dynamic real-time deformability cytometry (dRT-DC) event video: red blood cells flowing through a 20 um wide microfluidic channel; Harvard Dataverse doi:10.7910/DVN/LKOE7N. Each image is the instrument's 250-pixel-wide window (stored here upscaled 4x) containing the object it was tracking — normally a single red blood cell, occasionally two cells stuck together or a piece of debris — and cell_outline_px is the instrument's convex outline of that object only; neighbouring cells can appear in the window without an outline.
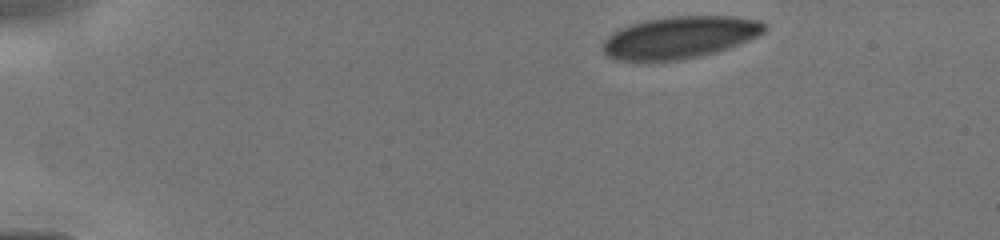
{"species": "human", "species_latin": "Homo sapiens", "temperature_condition": "cold", "stored_images_in_passage": 5, "camera_frame_rate_fps": 3000, "um_per_image_px": 0.085, "donor": {"sex": "male"}, "frame": {"image": 1, "passage_image": 1, "time_ms": 0.0, "image_size_px": [1000, 240], "cell_outline_px": [[768, 28], [764, 32], [740, 44], [716, 52], [700, 56], [680, 60], [648, 64], [616, 60], [608, 56], [600, 48], [600, 44], [612, 32], [628, 24], [644, 20], [668, 16], [732, 16], [760, 20], [768, 24]], "centroid_in_image_um": [57.71, 3.21], "position_along_channel_um": 27.3, "area_um2": 40.92}}
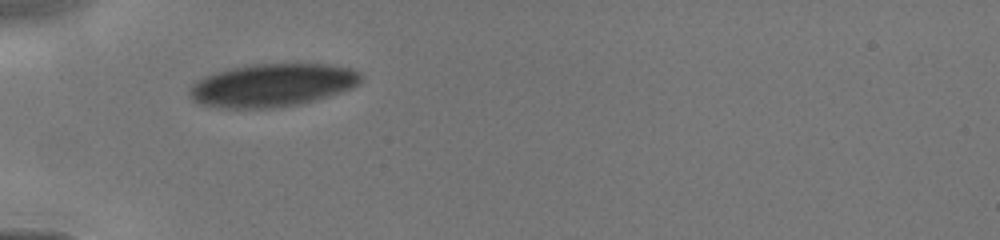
{"frame": {"image": 2, "passage_image": 4, "time_ms": 2.667, "image_size_px": [1000, 240], "cell_outline_px": [[360, 80], [352, 88], [316, 100], [300, 104], [272, 108], [216, 108], [196, 104], [188, 96], [188, 88], [196, 80], [204, 76], [216, 72], [232, 68], [252, 64], [328, 64], [352, 68], [360, 72]], "centroid_in_image_um": [23.07, 7.25], "position_along_channel_um": 61.9, "area_um2": 43.29}}
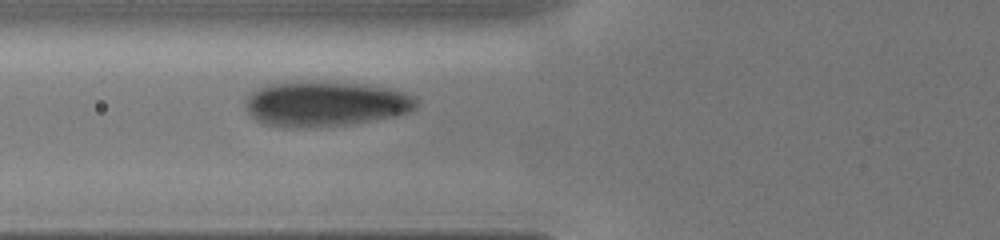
{"frame": {"image": 3, "passage_image": 5, "time_ms": 3.667, "image_size_px": [1000, 240], "cell_outline_px": [[416, 108], [408, 112], [396, 116], [348, 124], [296, 128], [288, 128], [264, 124], [256, 120], [248, 112], [244, 104], [244, 100], [252, 92], [260, 88], [272, 84], [360, 84], [392, 88], [404, 92], [412, 96], [416, 100]], "centroid_in_image_um": [27.67, 8.87], "position_along_channel_um": 98.1, "area_um2": 43.75}}